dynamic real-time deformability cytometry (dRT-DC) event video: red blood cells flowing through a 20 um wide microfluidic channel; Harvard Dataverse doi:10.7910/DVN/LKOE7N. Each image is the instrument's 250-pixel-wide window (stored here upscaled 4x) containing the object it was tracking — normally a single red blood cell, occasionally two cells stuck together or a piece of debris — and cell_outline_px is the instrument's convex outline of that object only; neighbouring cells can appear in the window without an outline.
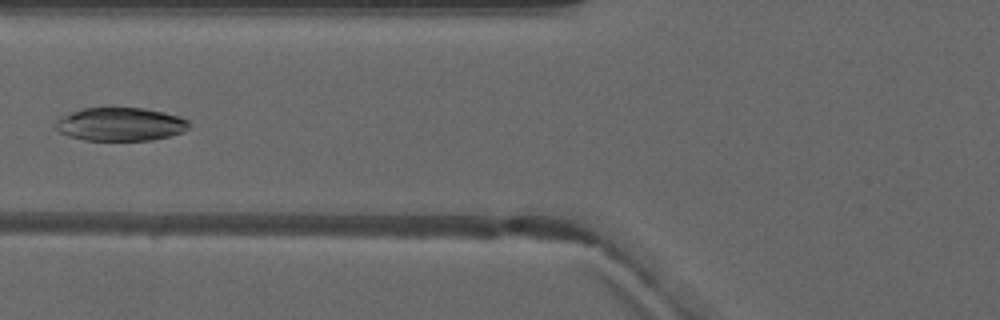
{"species": "common noctule bat (a hibernating species)", "species_latin": "Nyctalus noctula", "temperature_condition": "warm", "stored_images_in_passage": 4, "camera_frame_rate_fps": 3000, "um_per_image_px": 0.085, "animal": {"sex": "male", "forearm_length_mm": 52.5}, "frame": {"image": 1, "passage_image": 4, "time_ms": 6.0, "image_size_px": [1000, 320], "cell_outline_px": [[188, 128], [184, 132], [152, 140], [84, 140], [68, 136], [60, 132], [56, 128], [56, 124], [64, 116], [72, 112], [84, 108], [144, 108], [164, 112], [180, 116], [188, 120]], "centroid_in_image_um": [10.28, 10.56], "position_along_channel_um": 115.5, "area_um2": 25.66}}